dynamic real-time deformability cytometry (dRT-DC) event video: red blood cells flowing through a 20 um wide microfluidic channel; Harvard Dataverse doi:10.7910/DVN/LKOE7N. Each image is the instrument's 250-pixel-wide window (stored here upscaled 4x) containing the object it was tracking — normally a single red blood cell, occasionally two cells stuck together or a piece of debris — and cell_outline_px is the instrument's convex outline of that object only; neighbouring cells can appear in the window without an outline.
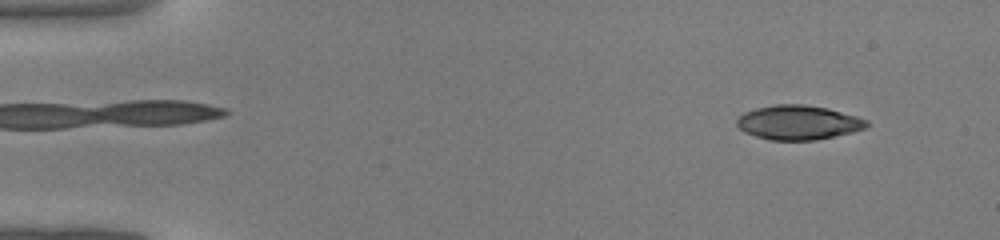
{"species": "common noctule bat (a hibernating species)", "species_latin": "Nyctalus noctula", "temperature_condition": "warm", "stored_images_in_passage": 40, "camera_frame_rate_fps": 3000, "um_per_image_px": 0.085, "animal": {"sex": "male", "body_mass_g": 19.0, "forearm_length_mm": 50.8}, "frame": {"image": 1, "passage_image": 3, "time_ms": 0.667, "image_size_px": [1000, 240], "cell_outline_px": [[868, 124], [864, 128], [852, 132], [816, 140], [768, 140], [744, 132], [736, 124], [736, 120], [744, 112], [756, 108], [776, 104], [804, 104], [828, 108], [856, 116], [868, 120]], "centroid_in_image_um": [67.84, 10.41], "position_along_channel_um": 17.2, "area_um2": 25.95}}
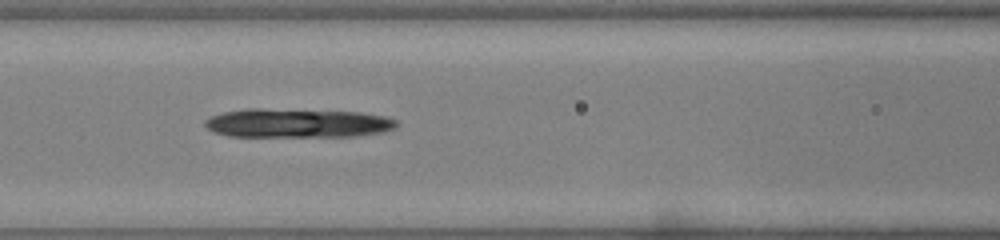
{"frame": {"image": 2, "passage_image": 18, "time_ms": 5.667, "image_size_px": [1000, 240], "cell_outline_px": [[396, 128], [384, 132], [356, 136], [228, 136], [212, 132], [204, 124], [204, 120], [212, 116], [224, 112], [248, 108], [260, 108], [360, 112], [384, 116], [396, 120]], "centroid_in_image_um": [25.27, 10.46], "position_along_channel_um": 141.3, "area_um2": 32.43}}
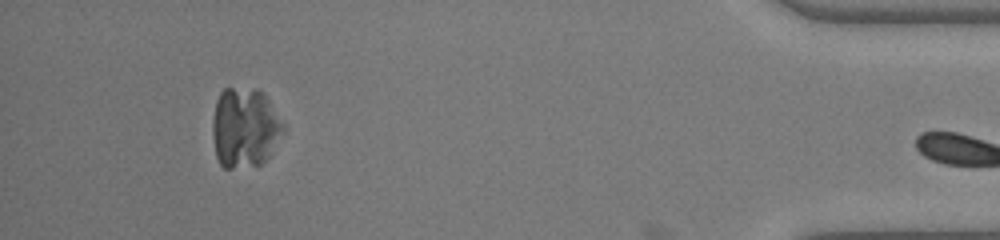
{"frame": {"image": 3, "passage_image": 39, "time_ms": 12.667, "image_size_px": [1000, 240], "cell_outline_px": [[284, 132], [268, 156], [260, 164], [232, 168], [224, 168], [220, 164], [216, 156], [212, 136], [212, 120], [216, 100], [220, 92], [224, 88], [256, 88], [264, 92], [284, 124]], "centroid_in_image_um": [20.79, 10.82], "position_along_channel_um": 414.4, "area_um2": 33.12}}